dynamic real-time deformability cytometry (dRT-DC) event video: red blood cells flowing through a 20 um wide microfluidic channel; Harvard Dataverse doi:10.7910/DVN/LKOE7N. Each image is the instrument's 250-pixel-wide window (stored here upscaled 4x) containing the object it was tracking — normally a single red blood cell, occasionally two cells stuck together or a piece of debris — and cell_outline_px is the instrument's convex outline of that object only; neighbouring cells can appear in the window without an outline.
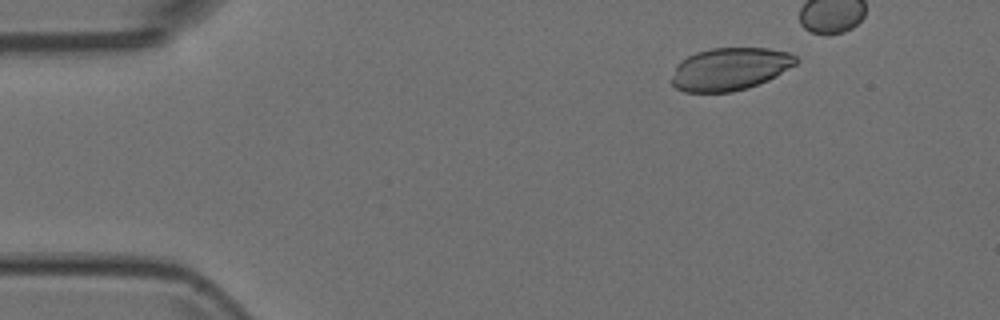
{"species": "Egyptian fruit bat (a non-hibernating species)", "species_latin": "Rousettus aegyptiacus", "temperature_condition": "room temperature", "stored_images_in_passage": 5, "camera_frame_rate_fps": 3000, "um_per_image_px": 0.085, "animal": {"sex": "female"}, "frame": {"image": 1, "passage_image": 1, "time_ms": 0.0, "image_size_px": [1000, 320], "cell_outline_px": [[800, 60], [796, 64], [776, 76], [768, 80], [748, 88], [732, 92], [684, 92], [676, 88], [672, 84], [672, 76], [676, 64], [680, 60], [696, 52], [712, 48], [768, 48], [788, 52], [796, 56]], "centroid_in_image_um": [62.04, 5.86], "position_along_channel_um": 23.0, "area_um2": 31.04}}